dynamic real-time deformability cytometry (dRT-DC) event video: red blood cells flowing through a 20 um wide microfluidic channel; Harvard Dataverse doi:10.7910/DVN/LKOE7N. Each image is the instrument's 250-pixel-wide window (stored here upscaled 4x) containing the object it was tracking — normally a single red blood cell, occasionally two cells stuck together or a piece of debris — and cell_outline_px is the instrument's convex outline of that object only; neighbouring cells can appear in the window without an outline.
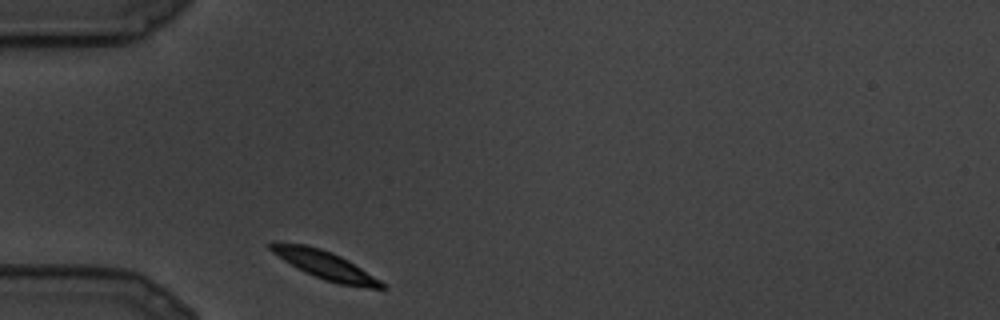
{"species": "common noctule bat (a hibernating species)", "species_latin": "Nyctalus noctula", "temperature_condition": "cold", "stored_images_in_passage": 16, "camera_frame_rate_fps": 3000, "um_per_image_px": 0.085, "animal": {"sex": "male", "body_mass_g": 19.5, "forearm_length_mm": 54.6}, "frame": {"image": 1, "passage_image": 1, "time_ms": 0.0, "image_size_px": [1000, 320], "cell_outline_px": [[388, 288], [368, 288], [340, 284], [324, 280], [304, 272], [296, 268], [272, 252], [268, 248], [268, 244], [272, 240], [304, 244], [320, 248], [332, 252], [348, 260], [380, 280]], "centroid_in_image_um": [27.56, 22.5], "position_along_channel_um": 57.4, "area_um2": 18.38}}
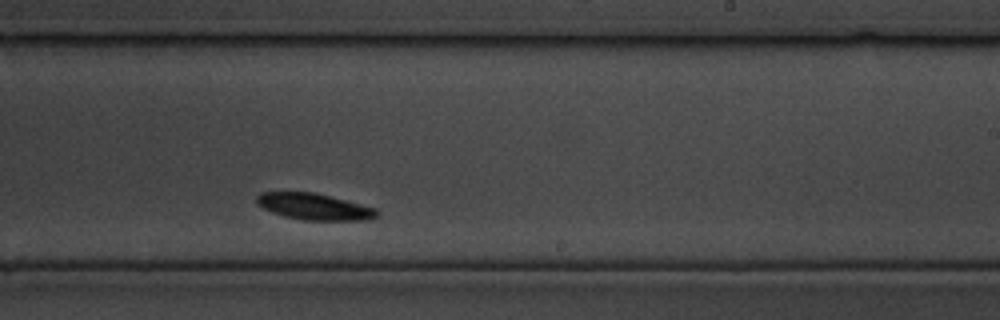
{"frame": {"image": 2, "passage_image": 10, "time_ms": 3.0, "image_size_px": [1000, 320], "cell_outline_px": [[380, 212], [376, 216], [368, 220], [304, 220], [284, 216], [272, 212], [256, 204], [256, 196], [260, 192], [316, 192], [376, 208]], "centroid_in_image_um": [26.7, 17.56], "position_along_channel_um": 262.3, "area_um2": 18.55}}
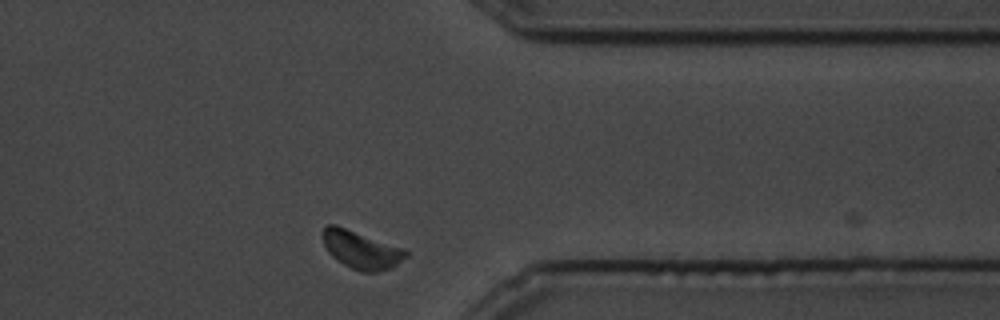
{"frame": {"image": 3, "passage_image": 16, "time_ms": 5.0, "image_size_px": [1000, 320], "cell_outline_px": [[408, 256], [392, 268], [376, 272], [360, 272], [336, 260], [328, 252], [324, 244], [324, 224], [336, 224], [404, 248], [408, 252]], "centroid_in_image_um": [30.72, 21.23], "position_along_channel_um": 380.7, "area_um2": 18.44}}